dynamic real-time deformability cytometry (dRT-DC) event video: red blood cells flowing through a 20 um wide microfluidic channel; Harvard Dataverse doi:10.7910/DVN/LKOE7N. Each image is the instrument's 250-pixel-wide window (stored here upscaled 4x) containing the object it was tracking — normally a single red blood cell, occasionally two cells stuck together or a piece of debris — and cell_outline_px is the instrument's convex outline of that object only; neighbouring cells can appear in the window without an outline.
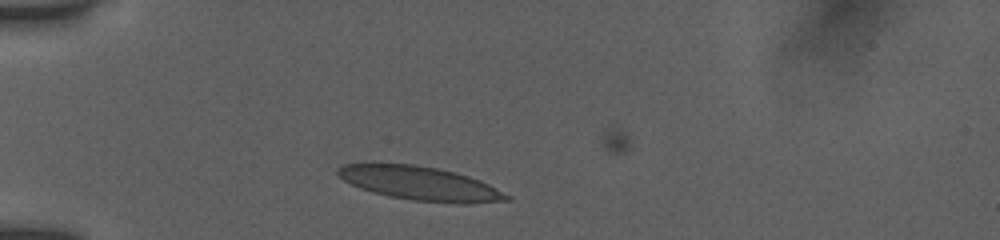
{"species": "human", "species_latin": "Homo sapiens", "temperature_condition": "room temperature", "stored_images_in_passage": 39, "camera_frame_rate_fps": 3000, "um_per_image_px": 0.085, "donor": {"sex": "female"}, "frame": {"image": 1, "passage_image": 7, "time_ms": 2.0, "image_size_px": [1000, 240], "cell_outline_px": [[512, 200], [472, 204], [456, 204], [412, 200], [388, 196], [372, 192], [360, 188], [344, 180], [336, 172], [336, 168], [344, 164], [372, 160], [416, 164], [456, 172], [480, 180], [512, 196]], "centroid_in_image_um": [35.65, 15.55], "position_along_channel_um": 49.3, "area_um2": 34.45}}
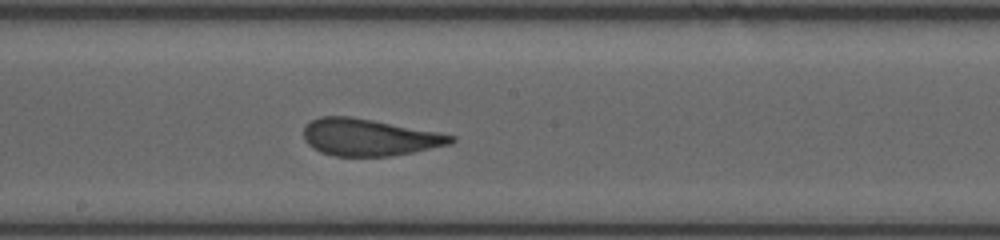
{"frame": {"image": 2, "passage_image": 22, "time_ms": 7.0, "image_size_px": [1000, 240], "cell_outline_px": [[456, 140], [452, 144], [412, 152], [388, 156], [336, 156], [320, 152], [312, 148], [304, 140], [304, 128], [312, 120], [320, 116], [352, 116], [440, 132], [456, 136]], "centroid_in_image_um": [31.4, 11.66], "position_along_channel_um": 216.8, "area_um2": 31.85}}
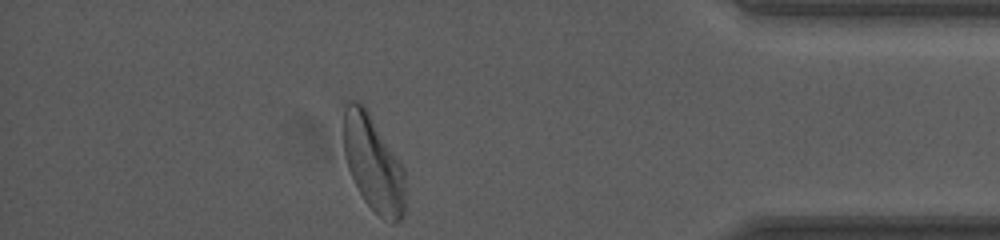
{"frame": {"image": 3, "passage_image": 39, "time_ms": 12.667, "image_size_px": [1000, 240], "cell_outline_px": [[404, 216], [396, 224], [392, 224], [384, 220], [364, 200], [348, 168], [344, 156], [344, 108], [348, 100], [360, 100], [364, 104], [404, 168]], "centroid_in_image_um": [31.73, 13.88], "position_along_channel_um": 403.5, "area_um2": 34.39}, "authors_computed_cell_mechanics": {"area_um2": 32.1946, "velocity_mm_per_s": 3.8521, "shape_relaxation_time_tau1_ms": 6.1764, "shape_relaxation_time_tau2_ms": 0.8996, "deformation_change_tau1": 0.2058, "deformation_change_tau2": 0.0754}}